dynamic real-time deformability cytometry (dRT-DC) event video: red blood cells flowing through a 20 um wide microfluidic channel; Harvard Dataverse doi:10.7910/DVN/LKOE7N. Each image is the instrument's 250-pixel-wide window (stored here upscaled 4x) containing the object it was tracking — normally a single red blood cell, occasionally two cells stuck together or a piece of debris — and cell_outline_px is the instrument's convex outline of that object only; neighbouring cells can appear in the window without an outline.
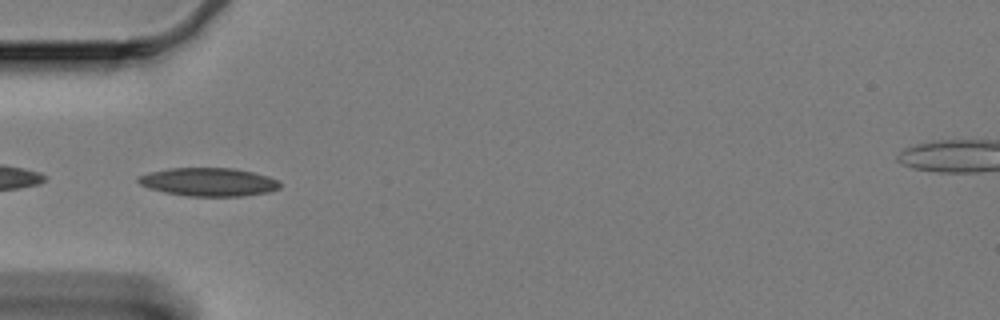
{"species": "Egyptian fruit bat (a non-hibernating species)", "species_latin": "Rousettus aegyptiacus", "temperature_condition": "cold", "stored_images_in_passage": 24, "camera_frame_rate_fps": 3000, "um_per_image_px": 0.085, "animal": {"sex": "female"}, "frame": {"image": 1, "passage_image": 1, "time_ms": 0.0, "image_size_px": [1000, 320], "cell_outline_px": [[280, 188], [268, 192], [244, 196], [188, 196], [164, 192], [148, 188], [140, 184], [136, 180], [136, 176], [168, 168], [232, 168], [252, 172], [268, 176], [280, 180]], "centroid_in_image_um": [17.73, 15.47], "position_along_channel_um": 67.3, "area_um2": 23.47}}
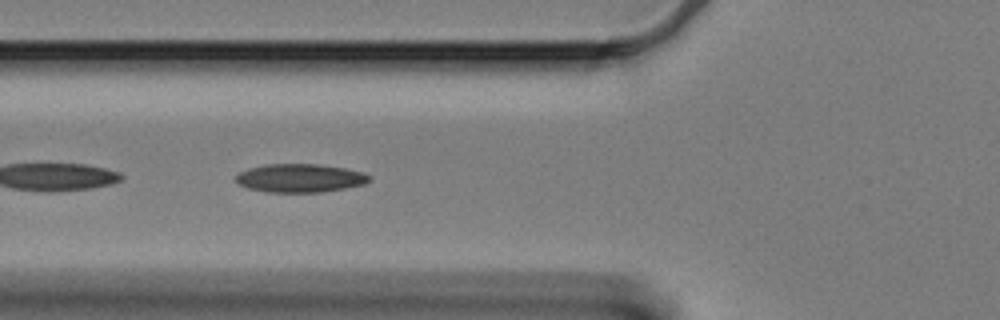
{"frame": {"image": 2, "passage_image": 4, "time_ms": 1.0, "image_size_px": [1000, 320], "cell_outline_px": [[372, 180], [364, 184], [344, 188], [320, 192], [268, 192], [248, 188], [236, 184], [236, 176], [240, 172], [248, 168], [268, 164], [316, 164], [344, 168], [364, 172], [372, 176]], "centroid_in_image_um": [25.51, 15.14], "position_along_channel_um": 100.3, "area_um2": 22.14}}
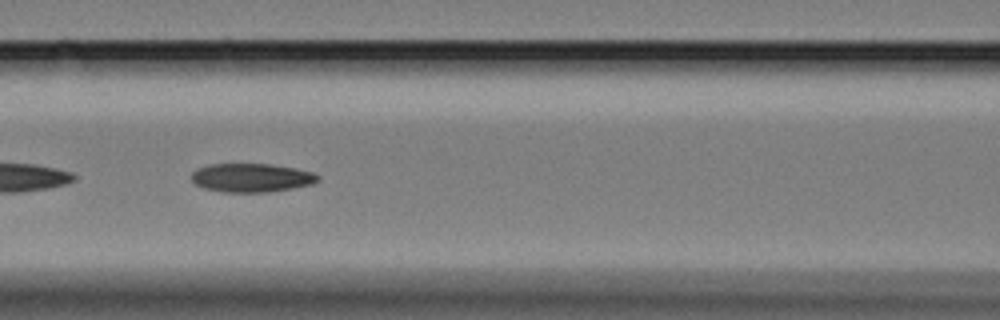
{"frame": {"image": 3, "passage_image": 8, "time_ms": 2.333, "image_size_px": [1000, 320], "cell_outline_px": [[320, 180], [312, 184], [292, 188], [268, 192], [224, 192], [204, 188], [196, 184], [192, 180], [192, 172], [196, 168], [208, 164], [268, 164], [292, 168], [312, 172], [320, 176]], "centroid_in_image_um": [21.36, 15.11], "position_along_channel_um": 145.2, "area_um2": 21.04}}